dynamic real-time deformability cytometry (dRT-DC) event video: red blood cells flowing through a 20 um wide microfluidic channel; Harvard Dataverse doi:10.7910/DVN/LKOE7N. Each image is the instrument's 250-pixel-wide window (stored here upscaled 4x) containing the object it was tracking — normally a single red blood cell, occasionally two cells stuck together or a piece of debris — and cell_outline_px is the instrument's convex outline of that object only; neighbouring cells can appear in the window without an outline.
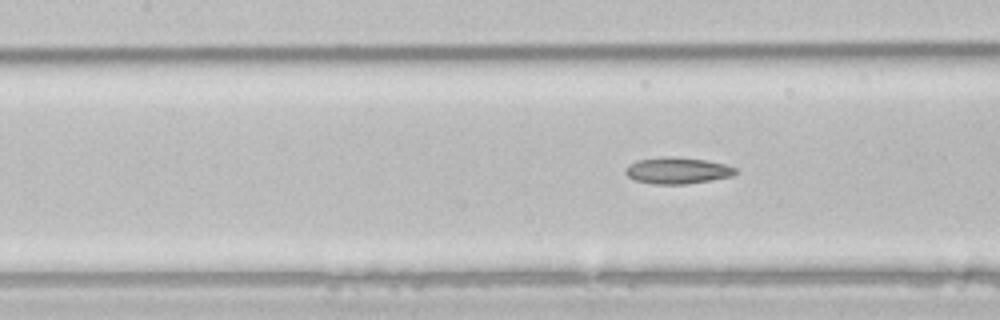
{"species": "common noctule bat (a hibernating species)", "species_latin": "Nyctalus noctula", "temperature_condition": "room temperature", "stored_images_in_passage": 4, "segment_of_instrument_passage": [2, 2], "camera_frame_rate_fps": 3000, "um_per_image_px": 0.085, "animal": {"sex": "male", "body_mass_g": 21.5, "forearm_length_mm": 52.0}, "frame": {"image": 1, "passage_image": 4, "time_ms": 1.0, "image_size_px": [1000, 320], "cell_outline_px": [[736, 172], [732, 176], [712, 180], [688, 184], [652, 184], [632, 180], [624, 172], [624, 168], [628, 164], [636, 160], [664, 156], [672, 156], [704, 160], [724, 164], [736, 168]], "centroid_in_image_um": [57.51, 14.5], "position_along_channel_um": 149.9, "area_um2": 17.17}}